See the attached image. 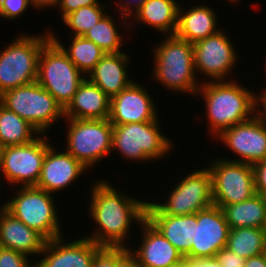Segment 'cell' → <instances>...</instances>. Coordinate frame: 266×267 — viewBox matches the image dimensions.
<instances>
[{
    "label": "cell",
    "instance_id": "39",
    "mask_svg": "<svg viewBox=\"0 0 266 267\" xmlns=\"http://www.w3.org/2000/svg\"><path fill=\"white\" fill-rule=\"evenodd\" d=\"M263 89L258 95L254 93V117L266 127V88Z\"/></svg>",
    "mask_w": 266,
    "mask_h": 267
},
{
    "label": "cell",
    "instance_id": "20",
    "mask_svg": "<svg viewBox=\"0 0 266 267\" xmlns=\"http://www.w3.org/2000/svg\"><path fill=\"white\" fill-rule=\"evenodd\" d=\"M47 240L37 231L18 220L4 205L0 206V244L26 256L36 257L43 251Z\"/></svg>",
    "mask_w": 266,
    "mask_h": 267
},
{
    "label": "cell",
    "instance_id": "46",
    "mask_svg": "<svg viewBox=\"0 0 266 267\" xmlns=\"http://www.w3.org/2000/svg\"><path fill=\"white\" fill-rule=\"evenodd\" d=\"M227 1L230 2V4H231V3H234V4H235L236 2L239 3L240 0H227Z\"/></svg>",
    "mask_w": 266,
    "mask_h": 267
},
{
    "label": "cell",
    "instance_id": "23",
    "mask_svg": "<svg viewBox=\"0 0 266 267\" xmlns=\"http://www.w3.org/2000/svg\"><path fill=\"white\" fill-rule=\"evenodd\" d=\"M189 7L191 8L186 10L179 5L178 26L175 33L178 38L195 43L221 30L218 28V17L213 8L203 4Z\"/></svg>",
    "mask_w": 266,
    "mask_h": 267
},
{
    "label": "cell",
    "instance_id": "27",
    "mask_svg": "<svg viewBox=\"0 0 266 267\" xmlns=\"http://www.w3.org/2000/svg\"><path fill=\"white\" fill-rule=\"evenodd\" d=\"M51 38L61 47L74 65L87 76L91 72L101 58L106 54L94 42L86 39L84 36H71L72 42L65 47L61 39L59 41L55 32L50 31Z\"/></svg>",
    "mask_w": 266,
    "mask_h": 267
},
{
    "label": "cell",
    "instance_id": "44",
    "mask_svg": "<svg viewBox=\"0 0 266 267\" xmlns=\"http://www.w3.org/2000/svg\"><path fill=\"white\" fill-rule=\"evenodd\" d=\"M202 267H222V265L214 258H203Z\"/></svg>",
    "mask_w": 266,
    "mask_h": 267
},
{
    "label": "cell",
    "instance_id": "6",
    "mask_svg": "<svg viewBox=\"0 0 266 267\" xmlns=\"http://www.w3.org/2000/svg\"><path fill=\"white\" fill-rule=\"evenodd\" d=\"M159 119L150 122L113 125L112 151L131 161H158L173 150L171 139L161 132Z\"/></svg>",
    "mask_w": 266,
    "mask_h": 267
},
{
    "label": "cell",
    "instance_id": "32",
    "mask_svg": "<svg viewBox=\"0 0 266 267\" xmlns=\"http://www.w3.org/2000/svg\"><path fill=\"white\" fill-rule=\"evenodd\" d=\"M129 252V248L124 246H101L94 253L92 267H117Z\"/></svg>",
    "mask_w": 266,
    "mask_h": 267
},
{
    "label": "cell",
    "instance_id": "41",
    "mask_svg": "<svg viewBox=\"0 0 266 267\" xmlns=\"http://www.w3.org/2000/svg\"><path fill=\"white\" fill-rule=\"evenodd\" d=\"M30 5L36 9L56 8L59 0H29Z\"/></svg>",
    "mask_w": 266,
    "mask_h": 267
},
{
    "label": "cell",
    "instance_id": "8",
    "mask_svg": "<svg viewBox=\"0 0 266 267\" xmlns=\"http://www.w3.org/2000/svg\"><path fill=\"white\" fill-rule=\"evenodd\" d=\"M0 104L25 119L40 134H46L64 109L37 81L7 90L0 95Z\"/></svg>",
    "mask_w": 266,
    "mask_h": 267
},
{
    "label": "cell",
    "instance_id": "3",
    "mask_svg": "<svg viewBox=\"0 0 266 267\" xmlns=\"http://www.w3.org/2000/svg\"><path fill=\"white\" fill-rule=\"evenodd\" d=\"M161 42L152 50L153 80L171 92L189 93L195 97L202 82L195 73L193 43L176 35H167Z\"/></svg>",
    "mask_w": 266,
    "mask_h": 267
},
{
    "label": "cell",
    "instance_id": "21",
    "mask_svg": "<svg viewBox=\"0 0 266 267\" xmlns=\"http://www.w3.org/2000/svg\"><path fill=\"white\" fill-rule=\"evenodd\" d=\"M129 61L126 53H106L86 78L111 99L134 81L127 74Z\"/></svg>",
    "mask_w": 266,
    "mask_h": 267
},
{
    "label": "cell",
    "instance_id": "31",
    "mask_svg": "<svg viewBox=\"0 0 266 267\" xmlns=\"http://www.w3.org/2000/svg\"><path fill=\"white\" fill-rule=\"evenodd\" d=\"M110 3L80 7L77 11L68 14L62 21L69 27L71 35L84 36V34L97 24L105 15Z\"/></svg>",
    "mask_w": 266,
    "mask_h": 267
},
{
    "label": "cell",
    "instance_id": "17",
    "mask_svg": "<svg viewBox=\"0 0 266 267\" xmlns=\"http://www.w3.org/2000/svg\"><path fill=\"white\" fill-rule=\"evenodd\" d=\"M63 239L61 236L47 241L35 267H92L94 253L101 245L85 235L68 243Z\"/></svg>",
    "mask_w": 266,
    "mask_h": 267
},
{
    "label": "cell",
    "instance_id": "9",
    "mask_svg": "<svg viewBox=\"0 0 266 267\" xmlns=\"http://www.w3.org/2000/svg\"><path fill=\"white\" fill-rule=\"evenodd\" d=\"M182 177L168 193L165 202L147 201L146 214L183 216L196 214L213 205L212 176L208 168L193 170Z\"/></svg>",
    "mask_w": 266,
    "mask_h": 267
},
{
    "label": "cell",
    "instance_id": "24",
    "mask_svg": "<svg viewBox=\"0 0 266 267\" xmlns=\"http://www.w3.org/2000/svg\"><path fill=\"white\" fill-rule=\"evenodd\" d=\"M180 3L177 0H147L132 17L137 24L151 26L164 36L175 35L178 26V9Z\"/></svg>",
    "mask_w": 266,
    "mask_h": 267
},
{
    "label": "cell",
    "instance_id": "45",
    "mask_svg": "<svg viewBox=\"0 0 266 267\" xmlns=\"http://www.w3.org/2000/svg\"><path fill=\"white\" fill-rule=\"evenodd\" d=\"M4 150H5V146H3V145L0 143V170H1V167H2V163H3Z\"/></svg>",
    "mask_w": 266,
    "mask_h": 267
},
{
    "label": "cell",
    "instance_id": "25",
    "mask_svg": "<svg viewBox=\"0 0 266 267\" xmlns=\"http://www.w3.org/2000/svg\"><path fill=\"white\" fill-rule=\"evenodd\" d=\"M146 219L185 257L193 244V214H146Z\"/></svg>",
    "mask_w": 266,
    "mask_h": 267
},
{
    "label": "cell",
    "instance_id": "26",
    "mask_svg": "<svg viewBox=\"0 0 266 267\" xmlns=\"http://www.w3.org/2000/svg\"><path fill=\"white\" fill-rule=\"evenodd\" d=\"M230 229L253 227L266 229V197L256 193L240 203L221 208Z\"/></svg>",
    "mask_w": 266,
    "mask_h": 267
},
{
    "label": "cell",
    "instance_id": "42",
    "mask_svg": "<svg viewBox=\"0 0 266 267\" xmlns=\"http://www.w3.org/2000/svg\"><path fill=\"white\" fill-rule=\"evenodd\" d=\"M117 267H140L136 258L129 252L118 264Z\"/></svg>",
    "mask_w": 266,
    "mask_h": 267
},
{
    "label": "cell",
    "instance_id": "22",
    "mask_svg": "<svg viewBox=\"0 0 266 267\" xmlns=\"http://www.w3.org/2000/svg\"><path fill=\"white\" fill-rule=\"evenodd\" d=\"M110 102L111 99L102 89L85 78L64 109V118L109 119Z\"/></svg>",
    "mask_w": 266,
    "mask_h": 267
},
{
    "label": "cell",
    "instance_id": "36",
    "mask_svg": "<svg viewBox=\"0 0 266 267\" xmlns=\"http://www.w3.org/2000/svg\"><path fill=\"white\" fill-rule=\"evenodd\" d=\"M105 3H100L99 0H59L57 7L59 8V13L61 19L63 20L68 14L77 11L80 7L100 5Z\"/></svg>",
    "mask_w": 266,
    "mask_h": 267
},
{
    "label": "cell",
    "instance_id": "30",
    "mask_svg": "<svg viewBox=\"0 0 266 267\" xmlns=\"http://www.w3.org/2000/svg\"><path fill=\"white\" fill-rule=\"evenodd\" d=\"M107 13L97 24L93 25L85 34L84 37L94 42L106 53L123 52L121 29H117V23L112 18V15ZM116 23V24H115ZM120 30V31H119Z\"/></svg>",
    "mask_w": 266,
    "mask_h": 267
},
{
    "label": "cell",
    "instance_id": "15",
    "mask_svg": "<svg viewBox=\"0 0 266 267\" xmlns=\"http://www.w3.org/2000/svg\"><path fill=\"white\" fill-rule=\"evenodd\" d=\"M224 146H227L237 161L254 165L266 159V127L254 116L242 123L223 130L217 137Z\"/></svg>",
    "mask_w": 266,
    "mask_h": 267
},
{
    "label": "cell",
    "instance_id": "11",
    "mask_svg": "<svg viewBox=\"0 0 266 267\" xmlns=\"http://www.w3.org/2000/svg\"><path fill=\"white\" fill-rule=\"evenodd\" d=\"M208 169L212 176L213 204L222 208L246 201L256 194L253 165L225 158L212 160Z\"/></svg>",
    "mask_w": 266,
    "mask_h": 267
},
{
    "label": "cell",
    "instance_id": "7",
    "mask_svg": "<svg viewBox=\"0 0 266 267\" xmlns=\"http://www.w3.org/2000/svg\"><path fill=\"white\" fill-rule=\"evenodd\" d=\"M86 76L50 38L38 58L37 82L65 109Z\"/></svg>",
    "mask_w": 266,
    "mask_h": 267
},
{
    "label": "cell",
    "instance_id": "2",
    "mask_svg": "<svg viewBox=\"0 0 266 267\" xmlns=\"http://www.w3.org/2000/svg\"><path fill=\"white\" fill-rule=\"evenodd\" d=\"M195 96L204 99L208 131L214 138L223 130L254 116V92L234 79L202 81Z\"/></svg>",
    "mask_w": 266,
    "mask_h": 267
},
{
    "label": "cell",
    "instance_id": "40",
    "mask_svg": "<svg viewBox=\"0 0 266 267\" xmlns=\"http://www.w3.org/2000/svg\"><path fill=\"white\" fill-rule=\"evenodd\" d=\"M244 267H266V252L246 259Z\"/></svg>",
    "mask_w": 266,
    "mask_h": 267
},
{
    "label": "cell",
    "instance_id": "13",
    "mask_svg": "<svg viewBox=\"0 0 266 267\" xmlns=\"http://www.w3.org/2000/svg\"><path fill=\"white\" fill-rule=\"evenodd\" d=\"M233 45L224 29L193 43L196 76L204 75L209 81L232 80L228 76L239 59Z\"/></svg>",
    "mask_w": 266,
    "mask_h": 267
},
{
    "label": "cell",
    "instance_id": "14",
    "mask_svg": "<svg viewBox=\"0 0 266 267\" xmlns=\"http://www.w3.org/2000/svg\"><path fill=\"white\" fill-rule=\"evenodd\" d=\"M229 225L217 205H211L193 214V244L186 260L214 258L226 247Z\"/></svg>",
    "mask_w": 266,
    "mask_h": 267
},
{
    "label": "cell",
    "instance_id": "19",
    "mask_svg": "<svg viewBox=\"0 0 266 267\" xmlns=\"http://www.w3.org/2000/svg\"><path fill=\"white\" fill-rule=\"evenodd\" d=\"M88 171L78 160H76L66 150L56 152L54 146H50L45 154L41 175L36 187L56 194L70 187L71 183H75L83 173ZM77 179V180H76Z\"/></svg>",
    "mask_w": 266,
    "mask_h": 267
},
{
    "label": "cell",
    "instance_id": "35",
    "mask_svg": "<svg viewBox=\"0 0 266 267\" xmlns=\"http://www.w3.org/2000/svg\"><path fill=\"white\" fill-rule=\"evenodd\" d=\"M146 1L147 0H118L114 2L113 5H115L116 9L119 8L118 11H120L121 16L119 17V21H122L120 22L121 25L124 24L128 28L131 24H128L129 22H127V20H130Z\"/></svg>",
    "mask_w": 266,
    "mask_h": 267
},
{
    "label": "cell",
    "instance_id": "1",
    "mask_svg": "<svg viewBox=\"0 0 266 267\" xmlns=\"http://www.w3.org/2000/svg\"><path fill=\"white\" fill-rule=\"evenodd\" d=\"M90 189L88 214L98 228H94V233L87 235V238L101 246L129 248L130 240L127 237L131 226L134 222L140 224L146 218L147 200L135 199L105 179L98 180Z\"/></svg>",
    "mask_w": 266,
    "mask_h": 267
},
{
    "label": "cell",
    "instance_id": "37",
    "mask_svg": "<svg viewBox=\"0 0 266 267\" xmlns=\"http://www.w3.org/2000/svg\"><path fill=\"white\" fill-rule=\"evenodd\" d=\"M215 259L222 267H244L246 262L245 258L240 257L226 247L216 253Z\"/></svg>",
    "mask_w": 266,
    "mask_h": 267
},
{
    "label": "cell",
    "instance_id": "10",
    "mask_svg": "<svg viewBox=\"0 0 266 267\" xmlns=\"http://www.w3.org/2000/svg\"><path fill=\"white\" fill-rule=\"evenodd\" d=\"M65 150L87 169L111 155L113 125L109 119H69Z\"/></svg>",
    "mask_w": 266,
    "mask_h": 267
},
{
    "label": "cell",
    "instance_id": "4",
    "mask_svg": "<svg viewBox=\"0 0 266 267\" xmlns=\"http://www.w3.org/2000/svg\"><path fill=\"white\" fill-rule=\"evenodd\" d=\"M44 34L17 35L0 52V95L10 89L36 82L38 58L44 44L51 38Z\"/></svg>",
    "mask_w": 266,
    "mask_h": 267
},
{
    "label": "cell",
    "instance_id": "43",
    "mask_svg": "<svg viewBox=\"0 0 266 267\" xmlns=\"http://www.w3.org/2000/svg\"><path fill=\"white\" fill-rule=\"evenodd\" d=\"M176 267H202V259L184 260Z\"/></svg>",
    "mask_w": 266,
    "mask_h": 267
},
{
    "label": "cell",
    "instance_id": "28",
    "mask_svg": "<svg viewBox=\"0 0 266 267\" xmlns=\"http://www.w3.org/2000/svg\"><path fill=\"white\" fill-rule=\"evenodd\" d=\"M39 135L25 119L0 104V143L3 146L28 144Z\"/></svg>",
    "mask_w": 266,
    "mask_h": 267
},
{
    "label": "cell",
    "instance_id": "33",
    "mask_svg": "<svg viewBox=\"0 0 266 267\" xmlns=\"http://www.w3.org/2000/svg\"><path fill=\"white\" fill-rule=\"evenodd\" d=\"M25 254L1 247L0 267H35V262Z\"/></svg>",
    "mask_w": 266,
    "mask_h": 267
},
{
    "label": "cell",
    "instance_id": "38",
    "mask_svg": "<svg viewBox=\"0 0 266 267\" xmlns=\"http://www.w3.org/2000/svg\"><path fill=\"white\" fill-rule=\"evenodd\" d=\"M256 193L266 197V159L253 165Z\"/></svg>",
    "mask_w": 266,
    "mask_h": 267
},
{
    "label": "cell",
    "instance_id": "29",
    "mask_svg": "<svg viewBox=\"0 0 266 267\" xmlns=\"http://www.w3.org/2000/svg\"><path fill=\"white\" fill-rule=\"evenodd\" d=\"M226 248L245 259L265 253L266 229L253 227L230 229Z\"/></svg>",
    "mask_w": 266,
    "mask_h": 267
},
{
    "label": "cell",
    "instance_id": "47",
    "mask_svg": "<svg viewBox=\"0 0 266 267\" xmlns=\"http://www.w3.org/2000/svg\"><path fill=\"white\" fill-rule=\"evenodd\" d=\"M1 1H2V0H0V17H1Z\"/></svg>",
    "mask_w": 266,
    "mask_h": 267
},
{
    "label": "cell",
    "instance_id": "5",
    "mask_svg": "<svg viewBox=\"0 0 266 267\" xmlns=\"http://www.w3.org/2000/svg\"><path fill=\"white\" fill-rule=\"evenodd\" d=\"M36 186H20L4 208L30 229L40 233L47 241L63 236L54 198Z\"/></svg>",
    "mask_w": 266,
    "mask_h": 267
},
{
    "label": "cell",
    "instance_id": "34",
    "mask_svg": "<svg viewBox=\"0 0 266 267\" xmlns=\"http://www.w3.org/2000/svg\"><path fill=\"white\" fill-rule=\"evenodd\" d=\"M29 0H2L1 17L4 20H16L21 18L24 12L29 9Z\"/></svg>",
    "mask_w": 266,
    "mask_h": 267
},
{
    "label": "cell",
    "instance_id": "18",
    "mask_svg": "<svg viewBox=\"0 0 266 267\" xmlns=\"http://www.w3.org/2000/svg\"><path fill=\"white\" fill-rule=\"evenodd\" d=\"M140 245L129 248L140 267H176L185 258L146 218L139 224Z\"/></svg>",
    "mask_w": 266,
    "mask_h": 267
},
{
    "label": "cell",
    "instance_id": "16",
    "mask_svg": "<svg viewBox=\"0 0 266 267\" xmlns=\"http://www.w3.org/2000/svg\"><path fill=\"white\" fill-rule=\"evenodd\" d=\"M134 81L111 98L109 121L112 125L155 121L158 108L151 94Z\"/></svg>",
    "mask_w": 266,
    "mask_h": 267
},
{
    "label": "cell",
    "instance_id": "12",
    "mask_svg": "<svg viewBox=\"0 0 266 267\" xmlns=\"http://www.w3.org/2000/svg\"><path fill=\"white\" fill-rule=\"evenodd\" d=\"M46 134H40L24 145L7 146L0 170V180L6 179L12 186H36L47 149L51 146Z\"/></svg>",
    "mask_w": 266,
    "mask_h": 267
}]
</instances>
